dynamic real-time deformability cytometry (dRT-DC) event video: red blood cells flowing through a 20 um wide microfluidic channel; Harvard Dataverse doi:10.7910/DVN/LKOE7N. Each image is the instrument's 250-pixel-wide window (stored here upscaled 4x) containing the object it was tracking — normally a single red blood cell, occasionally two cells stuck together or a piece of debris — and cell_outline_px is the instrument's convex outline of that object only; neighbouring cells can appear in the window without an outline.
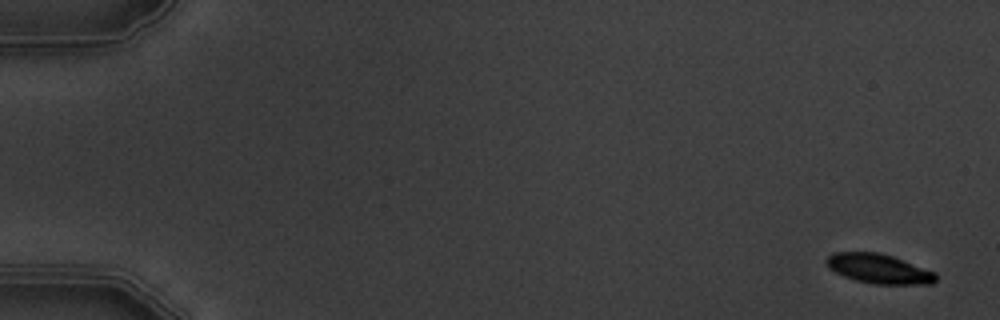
{"species": "common noctule bat (a hibernating species)", "species_latin": "Nyctalus noctula", "temperature_condition": "warm", "stored_images_in_passage": 7, "camera_frame_rate_fps": 3000, "um_per_image_px": 0.085, "animal": {"sex": "male", "body_mass_g": 19.5, "forearm_length_mm": 54.6}, "frame": {"image": 1, "passage_image": 1, "time_ms": 0.0, "image_size_px": [1000, 320], "cell_outline_px": [[936, 280], [932, 284], [876, 284], [856, 280], [844, 276], [828, 268], [824, 260], [832, 252], [880, 252], [892, 256], [936, 272]], "centroid_in_image_um": [74.68, 22.83], "position_along_channel_um": 10.3, "area_um2": 18.84}}
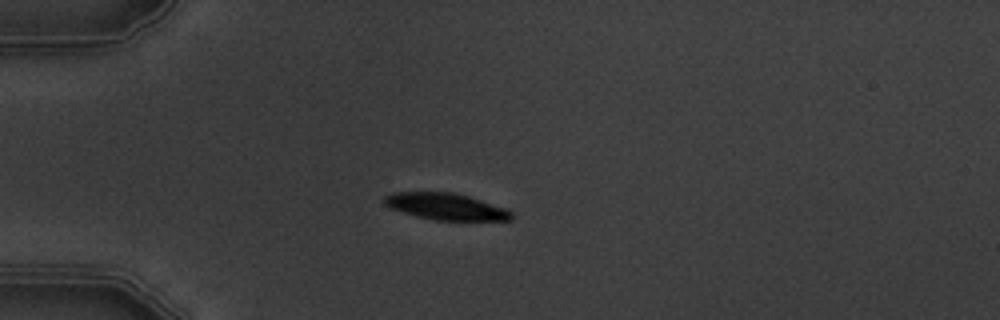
{"frame": {"image": 2, "passage_image": 5, "time_ms": 4.667, "image_size_px": [1000, 320], "cell_outline_px": [[512, 220], [436, 220], [416, 216], [392, 208], [384, 204], [384, 196], [392, 192], [452, 192], [468, 196], [508, 208], [512, 212]], "centroid_in_image_um": [37.92, 17.55], "position_along_channel_um": 47.1, "area_um2": 19.65}}